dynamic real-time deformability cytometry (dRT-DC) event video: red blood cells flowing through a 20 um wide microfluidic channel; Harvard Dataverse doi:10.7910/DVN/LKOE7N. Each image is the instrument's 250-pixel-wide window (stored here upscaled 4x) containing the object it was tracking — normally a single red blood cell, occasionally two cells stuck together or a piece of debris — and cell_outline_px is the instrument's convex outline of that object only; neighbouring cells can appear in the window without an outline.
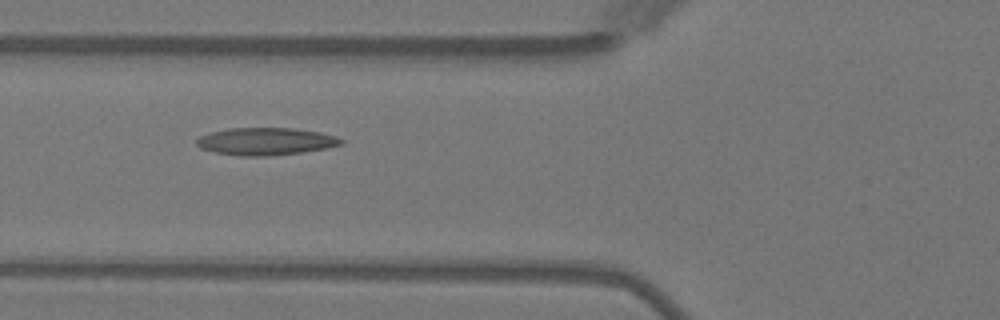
{"species": "Egyptian fruit bat (a non-hibernating species)", "species_latin": "Rousettus aegyptiacus", "temperature_condition": "warm", "stored_images_in_passage": 8, "camera_frame_rate_fps": 3000, "um_per_image_px": 0.085, "animal": {"sex": "female"}, "frame": {"image": 1, "passage_image": 5, "time_ms": 5.667, "image_size_px": [1000, 320], "cell_outline_px": [[344, 140], [340, 144], [328, 148], [300, 152], [268, 156], [240, 156], [216, 152], [200, 148], [196, 144], [196, 140], [200, 136], [212, 132], [228, 128], [292, 128], [320, 132], [336, 136]], "centroid_in_image_um": [22.58, 12.01], "position_along_channel_um": 103.2, "area_um2": 22.95}}
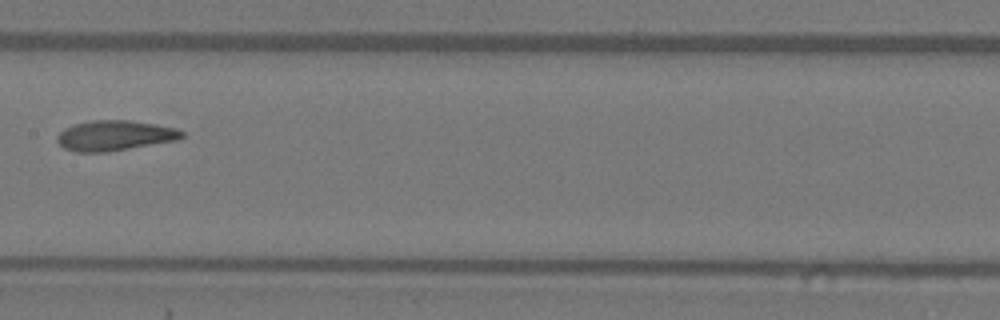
{"frame": {"image": 2, "passage_image": 7, "time_ms": 8.0, "image_size_px": [1000, 320], "cell_outline_px": [[184, 136], [176, 140], [108, 152], [76, 152], [64, 148], [56, 140], [56, 136], [64, 128], [72, 124], [92, 120], [132, 120], [156, 124], [176, 128], [184, 132]], "centroid_in_image_um": [9.73, 11.51], "position_along_channel_um": 197.7, "area_um2": 22.08}}
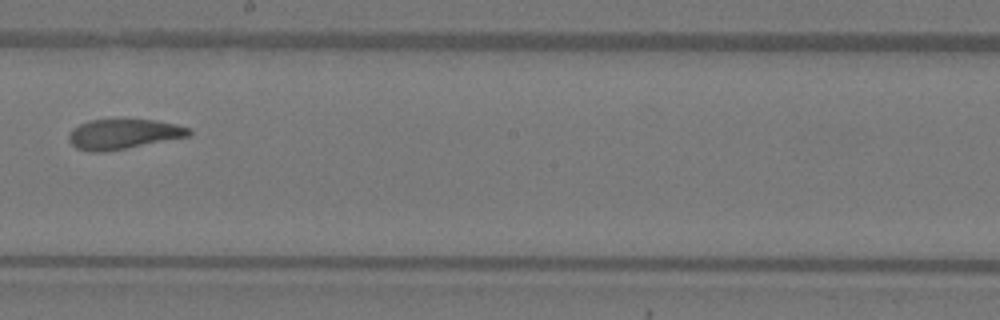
{"frame": {"image": 3, "passage_image": 8, "time_ms": 9.0, "image_size_px": [1000, 320], "cell_outline_px": [[192, 132], [188, 136], [104, 152], [88, 152], [76, 148], [68, 140], [68, 136], [72, 128], [88, 120], [156, 120], [176, 124], [192, 128]], "centroid_in_image_um": [10.46, 11.39], "position_along_channel_um": 237.7, "area_um2": 20.87}}